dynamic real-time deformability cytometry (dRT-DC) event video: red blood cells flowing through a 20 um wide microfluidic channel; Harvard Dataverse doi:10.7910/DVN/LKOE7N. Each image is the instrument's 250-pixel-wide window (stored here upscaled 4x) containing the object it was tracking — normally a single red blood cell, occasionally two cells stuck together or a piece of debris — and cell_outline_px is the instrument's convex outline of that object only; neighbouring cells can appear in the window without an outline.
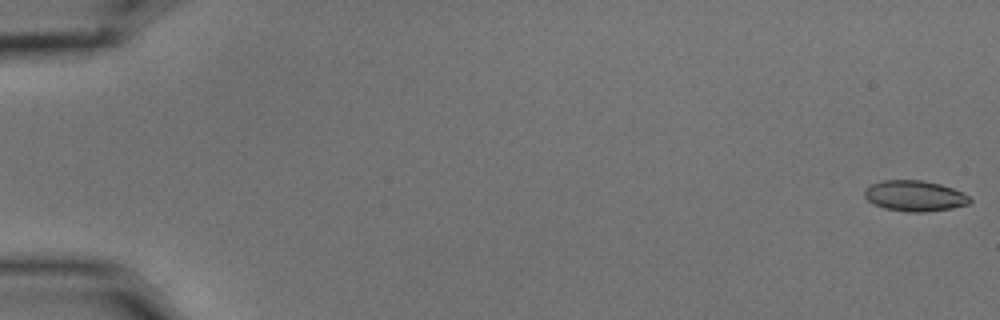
{"species": "common noctule bat (a hibernating species)", "species_latin": "Nyctalus noctula", "temperature_condition": "cold", "stored_images_in_passage": 7, "camera_frame_rate_fps": 3000, "um_per_image_px": 0.085, "animal": {"sex": "male", "body_mass_g": 15.6}, "frame": {"image": 1, "passage_image": 1, "time_ms": 0.0, "image_size_px": [1000, 320], "cell_outline_px": [[972, 200], [968, 204], [952, 208], [928, 212], [908, 212], [884, 208], [872, 204], [864, 196], [864, 188], [880, 180], [920, 180], [940, 184], [952, 188], [968, 196]], "centroid_in_image_um": [77.71, 16.65], "position_along_channel_um": 7.3, "area_um2": 18.9}}
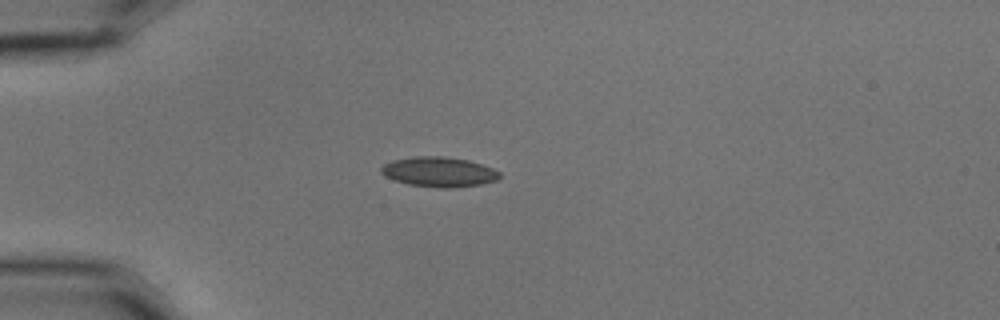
{"frame": {"image": 2, "passage_image": 5, "time_ms": 1.333, "image_size_px": [1000, 320], "cell_outline_px": [[500, 180], [480, 184], [452, 188], [444, 188], [408, 184], [384, 176], [380, 172], [380, 168], [384, 164], [392, 160], [416, 156], [444, 156], [468, 160], [492, 168], [500, 172]], "centroid_in_image_um": [37.31, 14.61], "position_along_channel_um": 47.7, "area_um2": 20.63}}
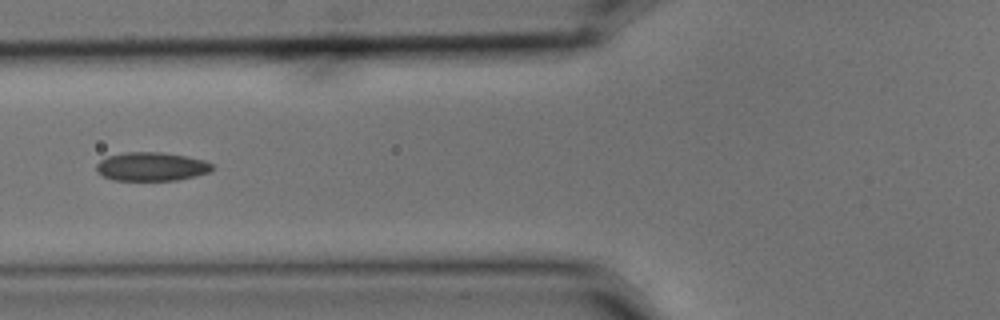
{"frame": {"image": 3, "passage_image": 7, "time_ms": 2.0, "image_size_px": [1000, 320], "cell_outline_px": [[212, 172], [176, 180], [112, 180], [96, 172], [96, 164], [100, 160], [108, 156], [124, 152], [160, 152], [184, 156], [204, 160], [212, 164]], "centroid_in_image_um": [12.85, 14.16], "position_along_channel_um": 113.0, "area_um2": 19.31}}